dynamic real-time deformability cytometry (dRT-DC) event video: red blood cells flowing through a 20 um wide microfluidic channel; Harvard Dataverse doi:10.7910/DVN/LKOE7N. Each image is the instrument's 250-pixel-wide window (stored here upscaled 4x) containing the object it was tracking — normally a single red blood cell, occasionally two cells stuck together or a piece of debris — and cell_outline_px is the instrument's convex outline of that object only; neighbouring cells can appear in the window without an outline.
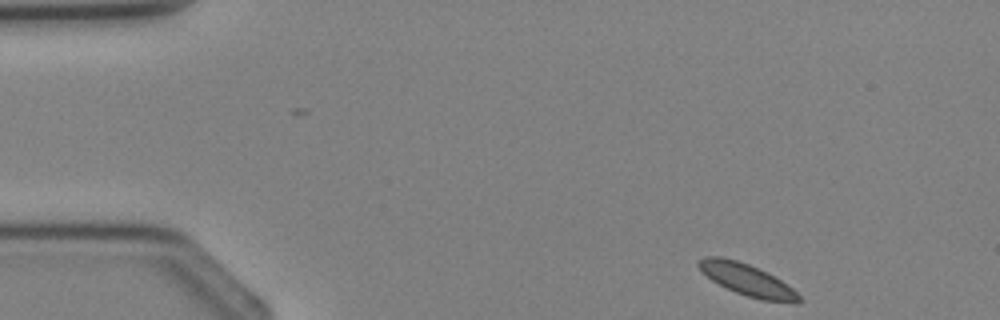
{"species": "Egyptian fruit bat (a non-hibernating species)", "species_latin": "Rousettus aegyptiacus", "temperature_condition": "cold", "stored_images_in_passage": 4, "segment_of_instrument_passage": [2, 2], "camera_frame_rate_fps": 3000, "um_per_image_px": 0.085, "animal": {"sex": "female"}, "frame": {"image": 1, "passage_image": 4, "time_ms": 3.333, "image_size_px": [1000, 320], "cell_outline_px": [[804, 300], [800, 304], [796, 304], [760, 300], [736, 292], [712, 280], [696, 264], [696, 260], [704, 256], [720, 256], [736, 260], [748, 264], [768, 272], [792, 288]], "centroid_in_image_um": [63.56, 23.8], "position_along_channel_um": 21.4, "area_um2": 18.61}}